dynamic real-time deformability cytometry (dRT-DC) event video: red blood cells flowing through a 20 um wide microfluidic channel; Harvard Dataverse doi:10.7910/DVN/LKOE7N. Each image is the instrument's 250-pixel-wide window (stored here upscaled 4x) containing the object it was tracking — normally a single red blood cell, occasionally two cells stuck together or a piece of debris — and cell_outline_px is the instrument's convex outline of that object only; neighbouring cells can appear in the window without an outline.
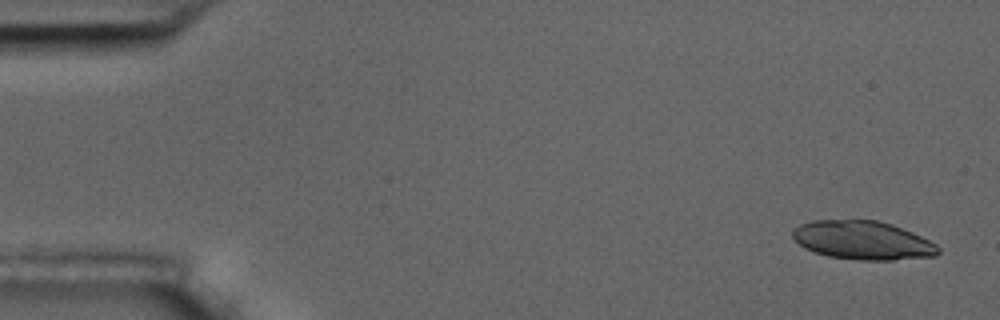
{"species": "common noctule bat (a hibernating species)", "species_latin": "Nyctalus noctula", "temperature_condition": "room temperature", "stored_images_in_passage": 5, "camera_frame_rate_fps": 3000, "um_per_image_px": 0.085, "animal": {"sex": "male", "body_mass_g": 17.5, "forearm_length_mm": 52.3}, "frame": {"image": 1, "passage_image": 1, "time_ms": 0.0, "image_size_px": [1000, 320], "cell_outline_px": [[940, 252], [936, 256], [892, 260], [860, 260], [828, 256], [804, 248], [792, 236], [792, 232], [800, 224], [812, 220], [876, 220], [892, 224], [912, 232], [936, 244], [940, 248]], "centroid_in_image_um": [73.35, 20.43], "position_along_channel_um": 11.7, "area_um2": 32.66}}